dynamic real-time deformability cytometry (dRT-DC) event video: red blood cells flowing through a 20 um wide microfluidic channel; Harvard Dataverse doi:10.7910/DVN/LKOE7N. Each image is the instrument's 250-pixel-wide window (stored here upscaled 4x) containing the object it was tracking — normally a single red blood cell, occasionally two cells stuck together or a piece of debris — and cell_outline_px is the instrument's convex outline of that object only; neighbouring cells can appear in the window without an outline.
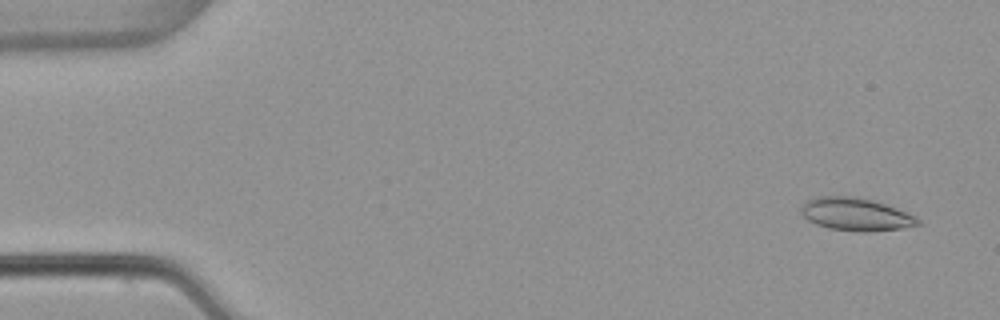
{"species": "common noctule bat (a hibernating species)", "species_latin": "Nyctalus noctula", "temperature_condition": "warm", "stored_images_in_passage": 53, "camera_frame_rate_fps": 3000, "um_per_image_px": 0.085, "animal": {"sex": "female", "body_mass_g": 22.7, "forearm_length_mm": 54.2}, "frame": {"image": 1, "passage_image": 3, "time_ms": 0.667, "image_size_px": [1000, 320], "cell_outline_px": [[920, 224], [900, 228], [864, 232], [860, 232], [828, 228], [816, 224], [808, 220], [800, 212], [800, 208], [804, 200], [820, 196], [852, 196], [872, 200], [896, 208], [916, 216], [920, 220]], "centroid_in_image_um": [72.69, 18.21], "position_along_channel_um": 12.3, "area_um2": 22.25}}
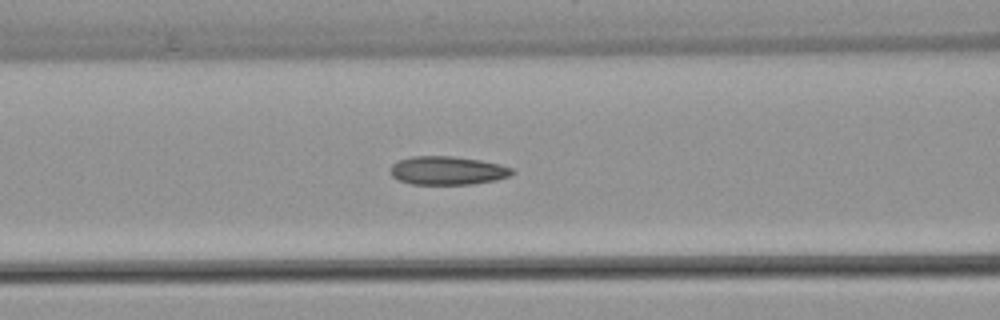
{"frame": {"image": 2, "passage_image": 22, "time_ms": 7.0, "image_size_px": [1000, 320], "cell_outline_px": [[516, 172], [508, 176], [496, 180], [472, 184], [412, 184], [400, 180], [392, 176], [388, 172], [388, 168], [396, 160], [412, 156], [452, 156], [480, 160], [500, 164], [512, 168]], "centroid_in_image_um": [38.0, 14.49], "position_along_channel_um": 128.6, "area_um2": 20.4}}
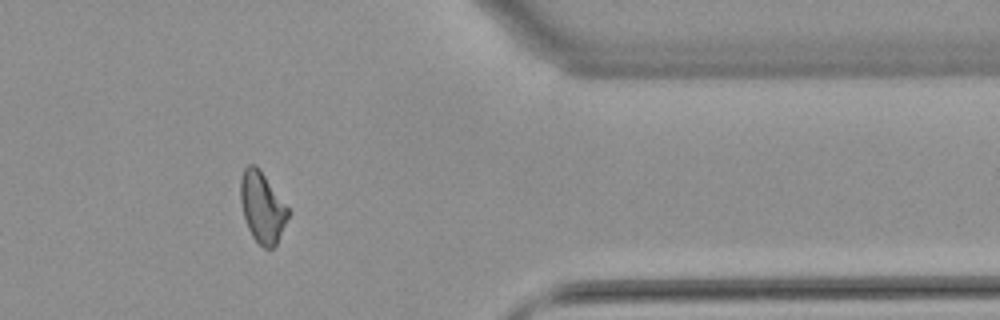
{"frame": {"image": 3, "passage_image": 44, "time_ms": 14.333, "image_size_px": [1000, 320], "cell_outline_px": [[288, 216], [276, 244], [272, 248], [264, 248], [252, 236], [248, 228], [244, 216], [240, 200], [240, 180], [244, 168], [248, 164], [256, 164], [260, 168], [288, 208]], "centroid_in_image_um": [22.26, 17.57], "position_along_channel_um": 389.1, "area_um2": 19.36}, "authors_computed_cell_mechanics": {"area_um2": 20.2878, "velocity_mm_per_s": 3.8261, "shape_relaxation_time_tau1_ms": null, "shape_relaxation_time_tau2_ms": 1.9472, "deformation_change_tau1": null, "deformation_change_tau2": 0.0887}}